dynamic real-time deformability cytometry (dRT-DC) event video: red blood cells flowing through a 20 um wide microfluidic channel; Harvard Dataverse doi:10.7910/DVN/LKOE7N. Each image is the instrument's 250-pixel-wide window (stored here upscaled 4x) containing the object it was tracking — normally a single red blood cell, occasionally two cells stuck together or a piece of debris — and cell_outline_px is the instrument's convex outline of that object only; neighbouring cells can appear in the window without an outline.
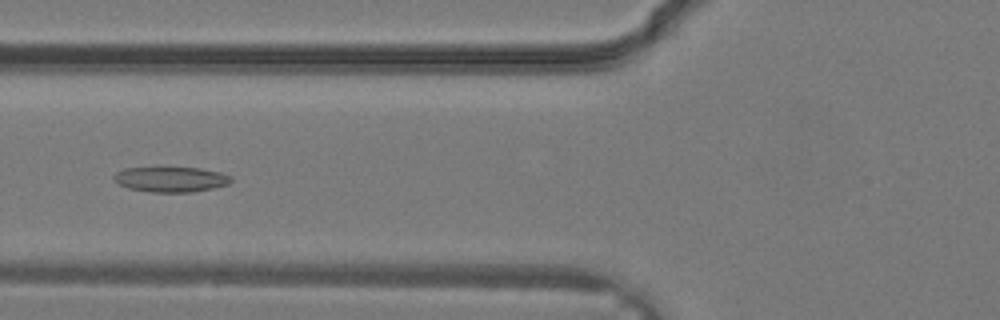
{"species": "common noctule bat (a hibernating species)", "species_latin": "Nyctalus noctula", "temperature_condition": "warm", "stored_images_in_passage": 28, "camera_frame_rate_fps": 3000, "um_per_image_px": 0.085, "animal": {"sex": "male", "body_mass_g": 19.2, "forearm_length_mm": 51.8}, "frame": {"image": 1, "passage_image": 8, "time_ms": 2.333, "image_size_px": [1000, 320], "cell_outline_px": [[232, 180], [228, 184], [212, 188], [192, 192], [148, 192], [128, 188], [112, 180], [112, 176], [116, 172], [124, 168], [200, 168], [220, 172], [232, 176]], "centroid_in_image_um": [14.5, 15.25], "position_along_channel_um": 111.3, "area_um2": 17.22}}
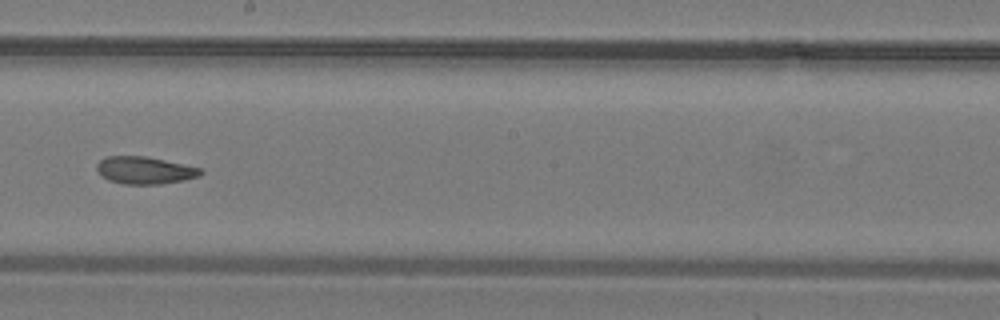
{"frame": {"image": 2, "passage_image": 14, "time_ms": 4.333, "image_size_px": [1000, 320], "cell_outline_px": [[204, 172], [200, 176], [184, 180], [160, 184], [124, 184], [108, 180], [100, 176], [96, 172], [96, 164], [100, 160], [108, 156], [144, 156], [164, 160], [200, 168]], "centroid_in_image_um": [12.26, 14.48], "position_along_channel_um": 235.9, "area_um2": 16.59}}
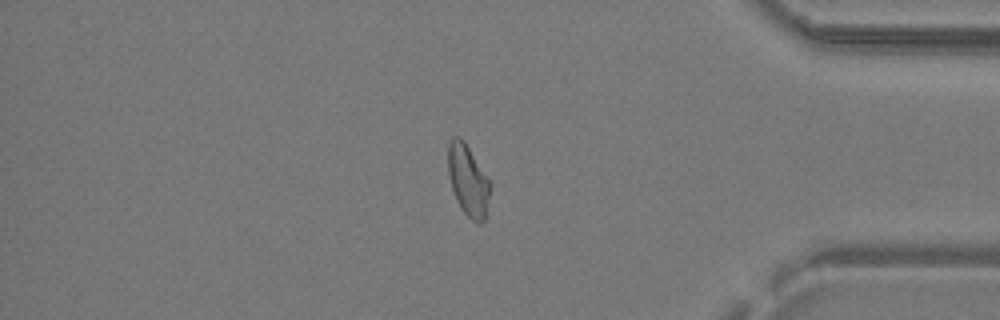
{"frame": {"image": 3, "passage_image": 23, "time_ms": 7.333, "image_size_px": [1000, 320], "cell_outline_px": [[492, 184], [484, 220], [480, 224], [476, 224], [460, 208], [456, 200], [452, 188], [448, 172], [448, 144], [452, 136], [460, 136], [464, 140]], "centroid_in_image_um": [39.78, 15.32], "position_along_channel_um": 395.4, "area_um2": 17.57}}